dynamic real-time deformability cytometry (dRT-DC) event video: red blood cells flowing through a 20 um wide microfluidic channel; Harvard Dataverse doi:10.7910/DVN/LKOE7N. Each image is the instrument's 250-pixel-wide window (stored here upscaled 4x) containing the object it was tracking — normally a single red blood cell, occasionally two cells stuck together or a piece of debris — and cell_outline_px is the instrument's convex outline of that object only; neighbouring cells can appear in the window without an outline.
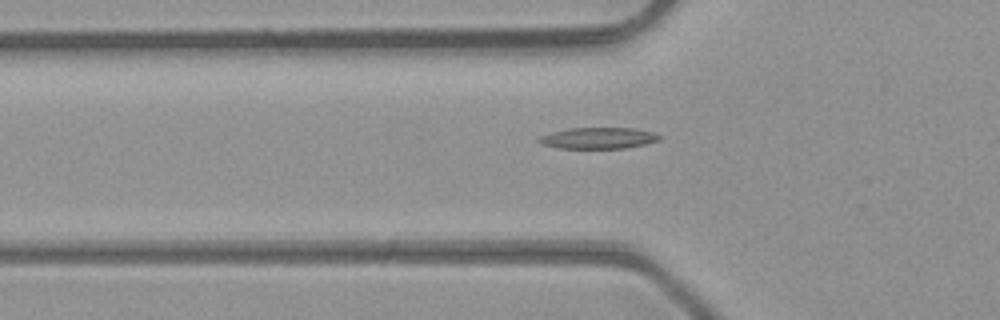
{"species": "common noctule bat (a hibernating species)", "species_latin": "Nyctalus noctula", "temperature_condition": "room temperature", "stored_images_in_passage": 31, "camera_frame_rate_fps": 3000, "um_per_image_px": 0.085, "animal": {"sex": "male", "body_mass_g": 23.1, "forearm_length_mm": 52.7}, "frame": {"image": 1, "passage_image": 2, "time_ms": 0.333, "image_size_px": [1000, 320], "cell_outline_px": [[660, 140], [644, 144], [624, 148], [560, 148], [540, 144], [536, 140], [540, 136], [552, 132], [568, 128], [636, 128], [652, 132], [660, 136]], "centroid_in_image_um": [50.82, 11.73], "position_along_channel_um": 75.0, "area_um2": 14.85}}
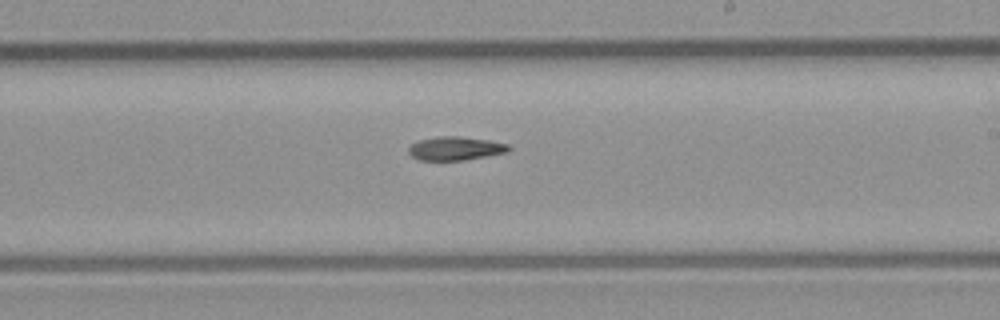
{"frame": {"image": 2, "passage_image": 14, "time_ms": 4.333, "image_size_px": [1000, 320], "cell_outline_px": [[512, 148], [508, 152], [464, 160], [420, 160], [412, 156], [408, 152], [408, 148], [412, 144], [420, 140], [440, 136], [460, 136], [488, 140], [508, 144]], "centroid_in_image_um": [38.73, 12.61], "position_along_channel_um": 250.3, "area_um2": 13.7}}
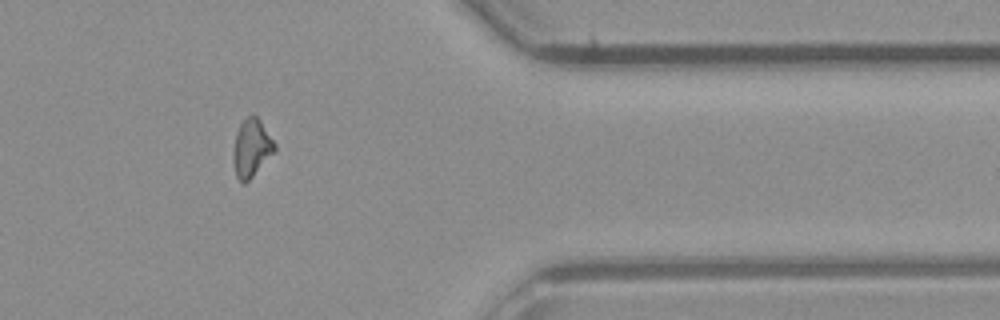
{"frame": {"image": 3, "passage_image": 25, "time_ms": 8.0, "image_size_px": [1000, 320], "cell_outline_px": [[276, 148], [252, 176], [244, 184], [236, 176], [232, 164], [232, 152], [236, 132], [240, 124], [252, 112], [260, 120], [276, 144]], "centroid_in_image_um": [21.33, 12.55], "position_along_channel_um": 390.1, "area_um2": 13.81}}